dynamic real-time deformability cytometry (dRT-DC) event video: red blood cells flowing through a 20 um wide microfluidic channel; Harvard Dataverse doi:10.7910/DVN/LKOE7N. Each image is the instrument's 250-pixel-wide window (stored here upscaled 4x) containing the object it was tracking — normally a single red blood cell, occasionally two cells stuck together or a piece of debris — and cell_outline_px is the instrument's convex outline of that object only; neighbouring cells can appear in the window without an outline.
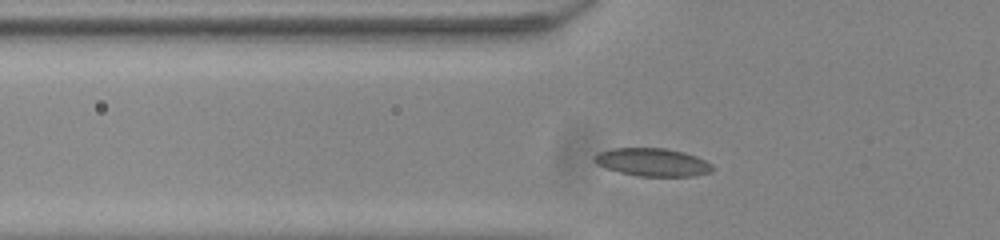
{"species": "common noctule bat (a hibernating species)", "species_latin": "Nyctalus noctula", "temperature_condition": "room temperature", "stored_images_in_passage": 37, "camera_frame_rate_fps": 3000, "um_per_image_px": 0.085, "animal": {"sex": "male", "body_mass_g": 20.0, "forearm_length_mm": 53.3}, "frame": {"image": 1, "passage_image": 8, "time_ms": 2.333, "image_size_px": [1000, 240], "cell_outline_px": [[712, 172], [692, 176], [640, 176], [620, 172], [596, 164], [596, 156], [600, 152], [612, 148], [664, 148], [684, 152], [696, 156], [712, 164]], "centroid_in_image_um": [55.51, 13.79], "position_along_channel_um": 70.3, "area_um2": 18.96}}
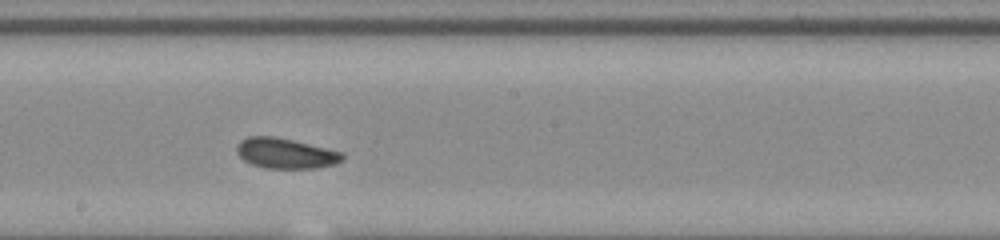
{"frame": {"image": 2, "passage_image": 20, "time_ms": 6.333, "image_size_px": [1000, 240], "cell_outline_px": [[344, 156], [336, 164], [316, 168], [264, 168], [252, 164], [244, 160], [236, 152], [236, 148], [240, 140], [248, 136], [272, 136], [292, 140], [344, 152]], "centroid_in_image_um": [24.26, 13.03], "position_along_channel_um": 223.9, "area_um2": 18.61}}
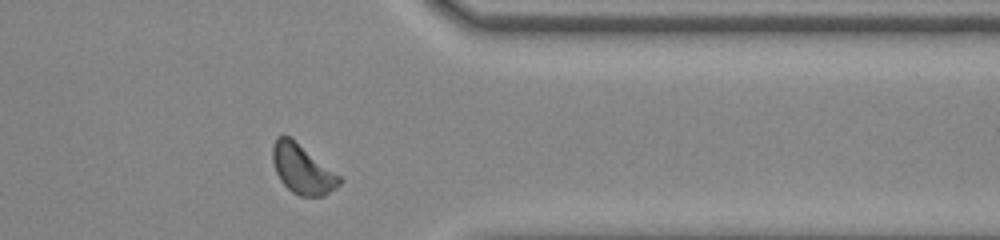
{"frame": {"image": 3, "passage_image": 33, "time_ms": 10.667, "image_size_px": [1000, 240], "cell_outline_px": [[344, 180], [336, 188], [324, 196], [300, 196], [292, 192], [280, 180], [276, 172], [272, 160], [272, 144], [276, 136], [288, 136], [340, 176]], "centroid_in_image_um": [25.69, 14.4], "position_along_channel_um": 385.7, "area_um2": 18.9}, "authors_computed_cell_mechanics": {"area_um2": 18.5538, "velocity_mm_per_s": 3.8798, "shape_relaxation_time_tau1_ms": 2.495, "shape_relaxation_time_tau2_ms": 4.5664, "deformation_change_tau1": 0.0893, "deformation_change_tau2": 0.1118}}